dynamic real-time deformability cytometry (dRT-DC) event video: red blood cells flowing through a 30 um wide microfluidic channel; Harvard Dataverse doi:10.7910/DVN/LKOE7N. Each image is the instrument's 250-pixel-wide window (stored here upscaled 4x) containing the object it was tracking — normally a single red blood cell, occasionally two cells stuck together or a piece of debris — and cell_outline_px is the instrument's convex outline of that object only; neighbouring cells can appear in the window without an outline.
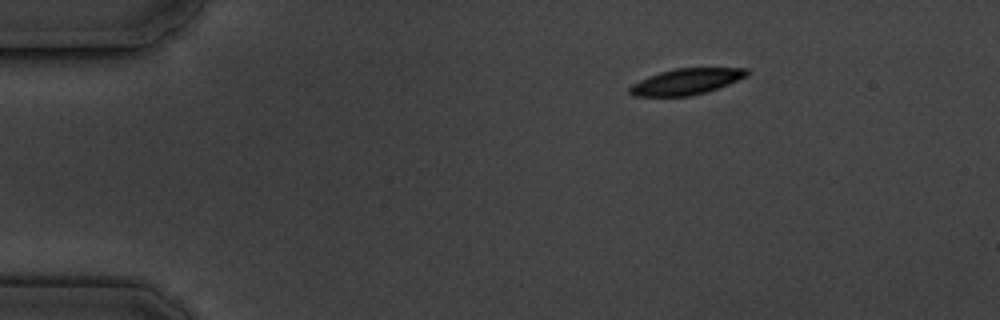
{"species": "common noctule bat (a hibernating species)", "species_latin": "Nyctalus noctula", "temperature_condition": "cold", "stored_images_in_passage": 3, "camera_frame_rate_fps": 3000, "um_per_image_px": 0.085, "animal": {"sex": "male", "body_mass_g": 19.5, "forearm_length_mm": 54.6}, "frame": {"image": 1, "passage_image": 3, "time_ms": 2.333, "image_size_px": [1000, 320], "cell_outline_px": [[752, 72], [748, 76], [728, 84], [704, 92], [688, 96], [632, 96], [628, 92], [628, 88], [632, 84], [640, 80], [660, 72], [676, 68], [748, 68]], "centroid_in_image_um": [58.35, 6.92], "position_along_channel_um": 26.7, "area_um2": 17.69}}